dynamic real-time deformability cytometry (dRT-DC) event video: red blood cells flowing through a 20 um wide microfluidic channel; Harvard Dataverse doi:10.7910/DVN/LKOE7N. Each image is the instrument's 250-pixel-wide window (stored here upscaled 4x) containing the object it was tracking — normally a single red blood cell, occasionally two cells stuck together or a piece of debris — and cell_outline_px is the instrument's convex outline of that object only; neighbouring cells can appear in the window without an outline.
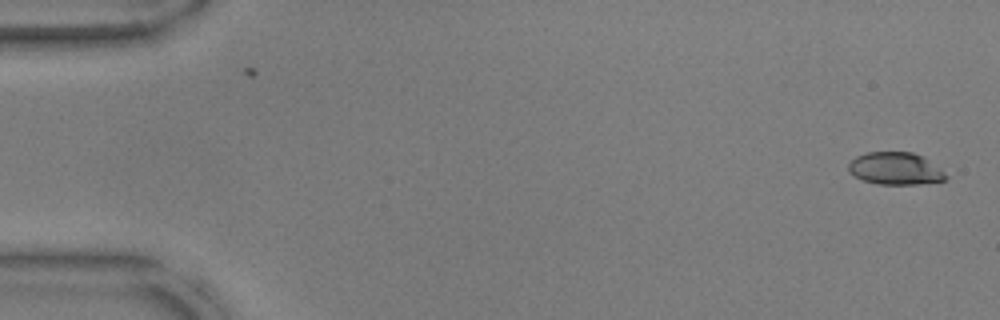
{"species": "common noctule bat (a hibernating species)", "species_latin": "Nyctalus noctula", "temperature_condition": "warm", "stored_images_in_passage": 52, "camera_frame_rate_fps": 3000, "um_per_image_px": 0.085, "animal": {"sex": "male", "body_mass_g": 17.9, "forearm_length_mm": 54.2}, "frame": {"image": 1, "passage_image": 1, "time_ms": 0.0, "image_size_px": [1000, 320], "cell_outline_px": [[948, 176], [944, 180], [916, 184], [876, 184], [864, 180], [848, 172], [848, 164], [856, 156], [868, 152], [912, 152], [924, 156], [940, 168]], "centroid_in_image_um": [76.11, 14.32], "position_along_channel_um": 8.9, "area_um2": 18.32}}
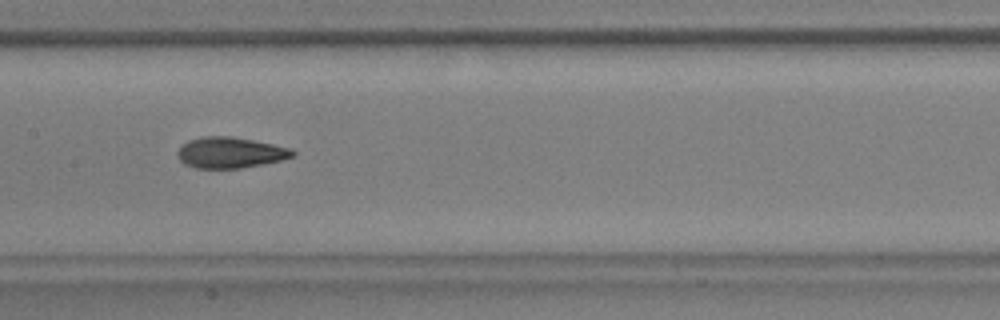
{"frame": {"image": 2, "passage_image": 26, "time_ms": 8.333, "image_size_px": [1000, 320], "cell_outline_px": [[296, 156], [264, 164], [240, 168], [196, 168], [184, 164], [176, 156], [176, 152], [188, 140], [204, 136], [232, 136], [292, 148], [296, 152]], "centroid_in_image_um": [19.58, 12.97], "position_along_channel_um": 187.8, "area_um2": 20.81}}
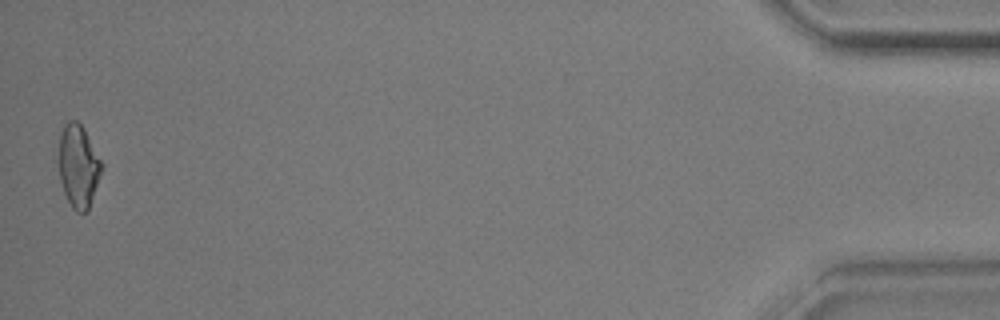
{"frame": {"image": 3, "passage_image": 52, "time_ms": 17.0, "image_size_px": [1000, 320], "cell_outline_px": [[104, 168], [88, 212], [76, 212], [72, 208], [64, 192], [60, 180], [56, 160], [60, 136], [64, 124], [68, 120], [76, 120], [84, 128], [104, 164]], "centroid_in_image_um": [6.66, 14.12], "position_along_channel_um": 428.5, "area_um2": 21.5}, "authors_computed_cell_mechanics": {"area_um2": 20.5479, "velocity_mm_per_s": 3.8116, "shape_relaxation_time_tau1_ms": 3.6039, "shape_relaxation_time_tau2_ms": 1.5634, "deformation_change_tau1": 0.138, "deformation_change_tau2": 0.0657}}